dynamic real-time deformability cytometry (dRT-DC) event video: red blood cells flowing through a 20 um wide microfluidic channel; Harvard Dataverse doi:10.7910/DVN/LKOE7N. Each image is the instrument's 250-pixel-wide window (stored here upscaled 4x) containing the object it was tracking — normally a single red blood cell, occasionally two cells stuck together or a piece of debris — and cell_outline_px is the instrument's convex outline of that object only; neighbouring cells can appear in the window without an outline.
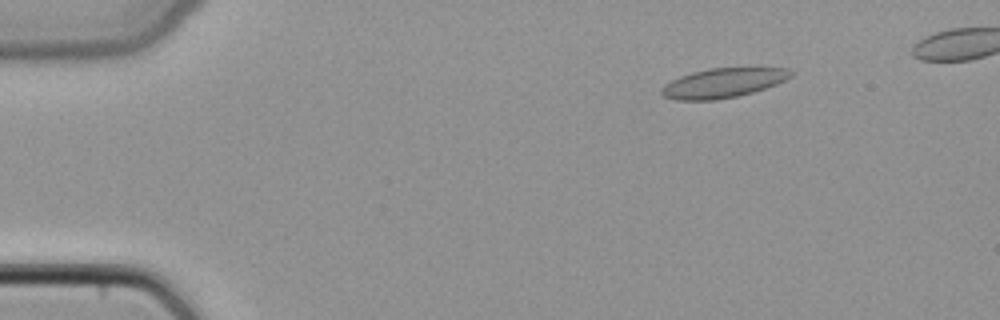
{"species": "common noctule bat (a hibernating species)", "species_latin": "Nyctalus noctula", "temperature_condition": "cold", "stored_images_in_passage": 45, "camera_frame_rate_fps": 3000, "um_per_image_px": 0.085, "animal": {"sex": "female", "body_mass_g": 22.7, "forearm_length_mm": 54.2}, "frame": {"image": 1, "passage_image": 7, "time_ms": 2.0, "image_size_px": [1000, 320], "cell_outline_px": [[796, 72], [792, 76], [776, 84], [752, 92], [736, 96], [716, 100], [676, 100], [664, 96], [660, 92], [660, 88], [664, 84], [680, 76], [692, 72], [708, 68], [756, 64], [788, 68]], "centroid_in_image_um": [61.56, 6.98], "position_along_channel_um": 23.4, "area_um2": 23.35}}
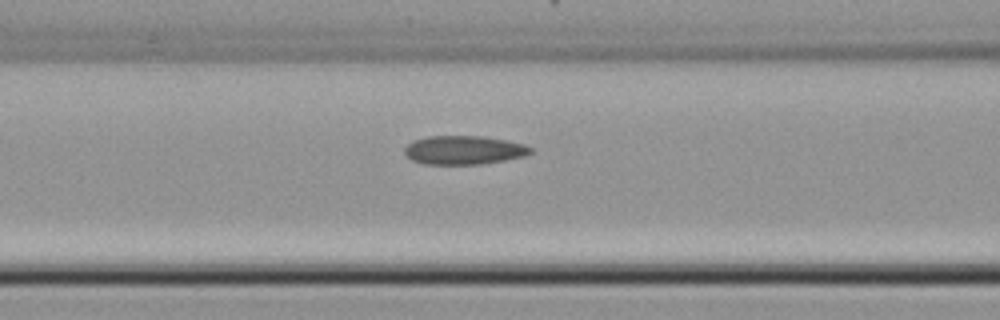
{"frame": {"image": 2, "passage_image": 20, "time_ms": 6.333, "image_size_px": [1000, 320], "cell_outline_px": [[532, 152], [524, 156], [504, 160], [480, 164], [424, 164], [412, 160], [404, 156], [404, 148], [408, 144], [416, 140], [428, 136], [484, 136], [524, 144], [532, 148]], "centroid_in_image_um": [39.4, 12.76], "position_along_channel_um": 127.2, "area_um2": 21.04}}
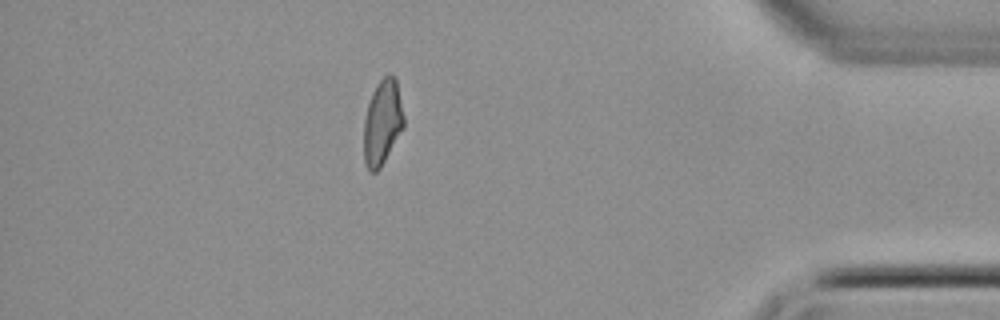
{"frame": {"image": 3, "passage_image": 42, "time_ms": 13.667, "image_size_px": [1000, 320], "cell_outline_px": [[404, 128], [380, 168], [376, 172], [368, 172], [364, 164], [364, 120], [368, 104], [372, 92], [376, 84], [388, 72], [396, 76], [404, 116]], "centroid_in_image_um": [32.51, 10.39], "position_along_channel_um": 402.7, "area_um2": 20.17}}